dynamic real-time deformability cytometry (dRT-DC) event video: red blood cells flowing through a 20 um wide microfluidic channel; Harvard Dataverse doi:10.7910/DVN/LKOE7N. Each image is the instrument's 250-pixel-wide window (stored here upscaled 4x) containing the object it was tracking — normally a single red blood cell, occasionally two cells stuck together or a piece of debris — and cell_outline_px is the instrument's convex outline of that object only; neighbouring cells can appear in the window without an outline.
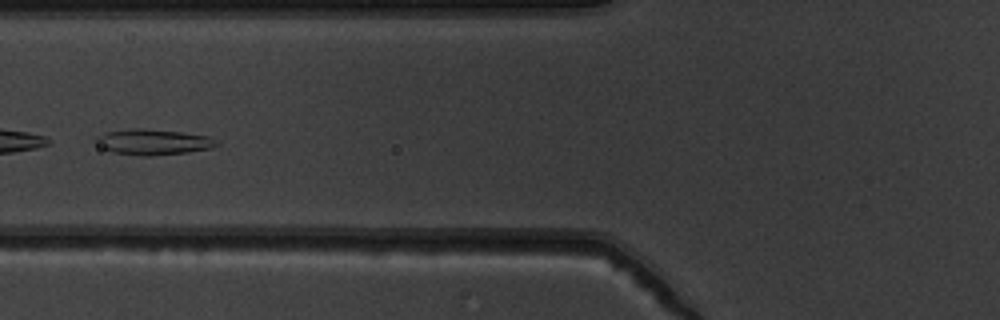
{"species": "common noctule bat (a hibernating species)", "species_latin": "Nyctalus noctula", "temperature_condition": "warm", "stored_images_in_passage": 47, "camera_frame_rate_fps": 3000, "um_per_image_px": 0.085, "animal": {"sex": "male", "body_mass_g": 19.5, "forearm_length_mm": 54.6}, "frame": {"image": 1, "passage_image": 16, "time_ms": 5.0, "image_size_px": [1000, 320], "cell_outline_px": [[220, 144], [212, 148], [188, 152], [152, 156], [140, 156], [112, 152], [100, 148], [96, 136], [108, 132], [132, 128], [140, 128], [180, 132], [208, 136], [220, 140]], "centroid_in_image_um": [13.07, 12.08], "position_along_channel_um": 112.7, "area_um2": 18.09}}
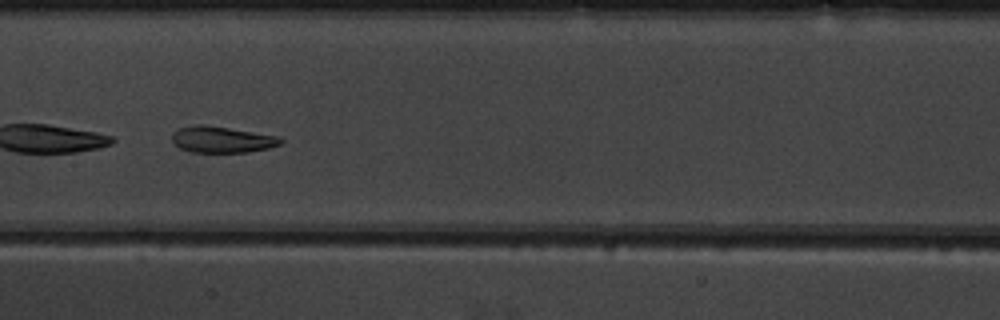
{"frame": {"image": 2, "passage_image": 22, "time_ms": 7.0, "image_size_px": [1000, 320], "cell_outline_px": [[284, 140], [280, 144], [268, 148], [248, 152], [192, 152], [180, 148], [172, 140], [172, 132], [180, 128], [196, 124], [204, 124], [280, 136]], "centroid_in_image_um": [18.87, 11.85], "position_along_channel_um": 188.5, "area_um2": 16.65}}
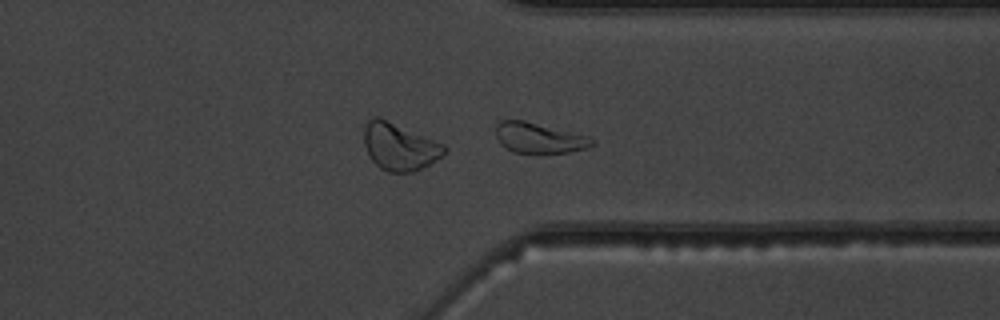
{"frame": {"image": 3, "passage_image": 36, "time_ms": 11.667, "image_size_px": [1000, 320], "cell_outline_px": [[596, 140], [592, 144], [584, 148], [568, 152], [536, 156], [512, 152], [504, 148], [500, 144], [496, 136], [496, 124], [500, 120], [524, 120], [592, 136]], "centroid_in_image_um": [45.81, 11.76], "position_along_channel_um": 365.6, "area_um2": 17.92}, "authors_computed_cell_mechanics": {"area_um2": 18.785, "velocity_mm_per_s": 3.7878, "shape_relaxation_time_tau1_ms": 5.9141, "shape_relaxation_time_tau2_ms": 2.4118, "deformation_change_tau1": 0.1723, "deformation_change_tau2": 0.0965}}